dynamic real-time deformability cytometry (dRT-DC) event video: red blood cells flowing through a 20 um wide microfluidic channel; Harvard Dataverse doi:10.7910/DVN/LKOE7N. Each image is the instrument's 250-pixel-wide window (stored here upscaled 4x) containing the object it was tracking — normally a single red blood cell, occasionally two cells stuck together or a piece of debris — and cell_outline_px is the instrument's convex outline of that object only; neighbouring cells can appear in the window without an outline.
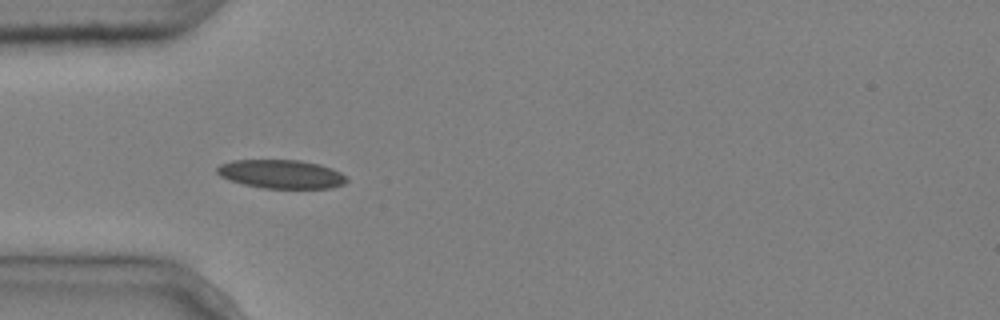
{"species": "common noctule bat (a hibernating species)", "species_latin": "Nyctalus noctula", "temperature_condition": "cold", "stored_images_in_passage": 9, "camera_frame_rate_fps": 3000, "um_per_image_px": 0.085, "animal": {"sex": "male", "body_mass_g": 20.4}, "frame": {"image": 1, "passage_image": 3, "time_ms": 0.667, "image_size_px": [1000, 320], "cell_outline_px": [[348, 180], [344, 184], [332, 188], [260, 188], [244, 184], [220, 176], [216, 172], [216, 168], [220, 164], [232, 160], [300, 160], [320, 164], [332, 168], [348, 176]], "centroid_in_image_um": [23.94, 14.79], "position_along_channel_um": 61.1, "area_um2": 21.79}}
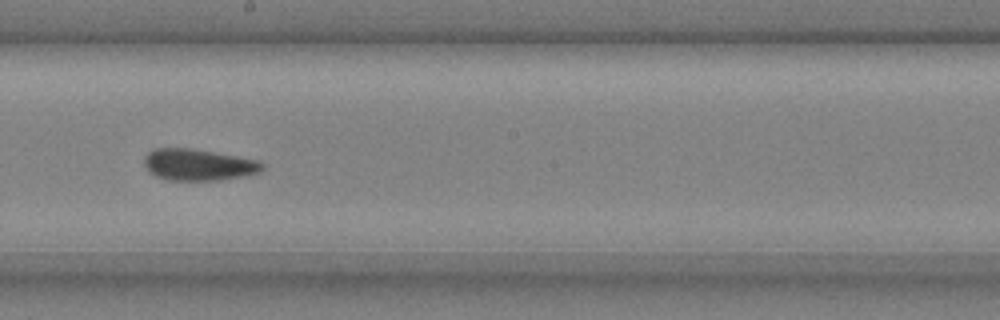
{"frame": {"image": 2, "passage_image": 7, "time_ms": 2.0, "image_size_px": [1000, 320], "cell_outline_px": [[264, 168], [260, 172], [244, 176], [220, 180], [168, 180], [156, 176], [148, 172], [144, 164], [144, 156], [148, 152], [156, 148], [188, 148], [216, 152], [260, 160], [264, 164]], "centroid_in_image_um": [16.87, 14.0], "position_along_channel_um": 231.3, "area_um2": 21.91}}
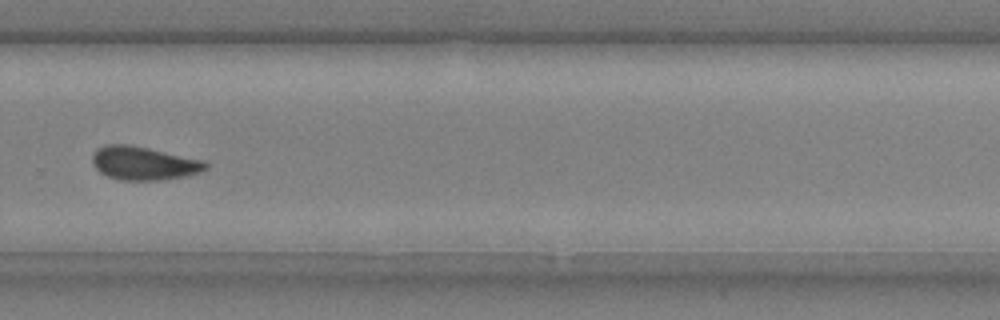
{"frame": {"image": 3, "passage_image": 9, "time_ms": 2.667, "image_size_px": [1000, 320], "cell_outline_px": [[208, 168], [200, 172], [188, 176], [164, 180], [120, 180], [108, 176], [100, 172], [92, 164], [92, 152], [96, 148], [104, 144], [128, 144], [148, 148], [204, 160], [208, 164]], "centroid_in_image_um": [12.21, 13.87], "position_along_channel_um": 317.6, "area_um2": 22.37}}